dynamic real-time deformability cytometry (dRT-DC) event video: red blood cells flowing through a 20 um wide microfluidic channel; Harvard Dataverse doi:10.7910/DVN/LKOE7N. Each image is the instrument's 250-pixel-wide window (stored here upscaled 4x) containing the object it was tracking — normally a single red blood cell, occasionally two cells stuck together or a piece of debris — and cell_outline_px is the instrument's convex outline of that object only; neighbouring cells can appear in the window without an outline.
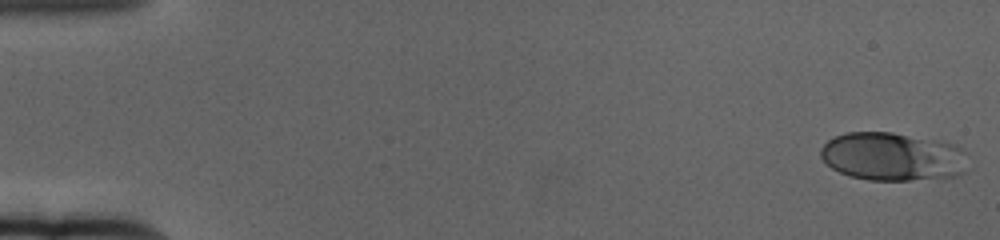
{"species": "human", "species_latin": "Homo sapiens", "temperature_condition": "cold", "stored_images_in_passage": 60, "camera_frame_rate_fps": 3000, "um_per_image_px": 0.085, "donor": {"sex": "female"}, "frame": {"image": 1, "passage_image": 1, "time_ms": 0.0, "image_size_px": [1000, 240], "cell_outline_px": [[972, 168], [968, 172], [960, 176], [908, 180], [868, 180], [848, 176], [832, 168], [820, 156], [820, 148], [832, 136], [844, 132], [892, 132], [940, 140], [956, 144], [968, 152]], "centroid_in_image_um": [75.99, 13.31], "position_along_channel_um": 9.0, "area_um2": 42.77}}
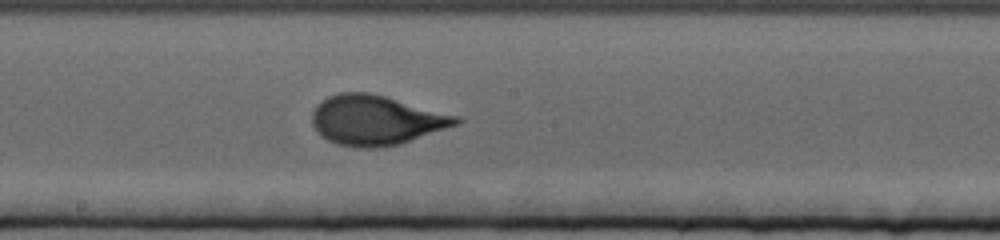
{"frame": {"image": 2, "passage_image": 33, "time_ms": 10.667, "image_size_px": [1000, 240], "cell_outline_px": [[464, 120], [460, 124], [400, 144], [376, 148], [356, 148], [336, 144], [320, 136], [316, 132], [312, 124], [312, 112], [316, 104], [328, 96], [340, 92], [372, 92], [460, 116]], "centroid_in_image_um": [31.97, 10.21], "position_along_channel_um": 216.2, "area_um2": 42.43}}
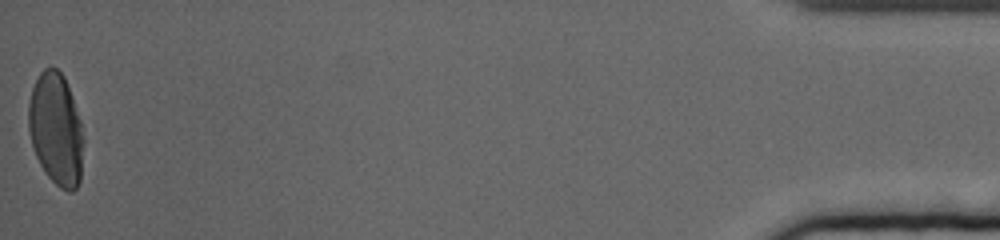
{"frame": {"image": 3, "passage_image": 60, "time_ms": 19.667, "image_size_px": [1000, 240], "cell_outline_px": [[84, 140], [80, 180], [76, 188], [72, 192], [68, 192], [60, 188], [48, 176], [40, 164], [36, 156], [32, 144], [28, 128], [28, 104], [32, 88], [40, 72], [44, 68], [52, 64], [64, 76], [72, 96], [80, 120]], "centroid_in_image_um": [4.76, 10.96], "position_along_channel_um": 430.4, "area_um2": 36.18}, "authors_computed_cell_mechanics": {"area_um2": 39.882, "velocity_mm_per_s": 3.3573, "shape_relaxation_time_tau1_ms": 4.4458, "shape_relaxation_time_tau2_ms": null, "deformation_change_tau1": 0.1792, "deformation_change_tau2": null}}